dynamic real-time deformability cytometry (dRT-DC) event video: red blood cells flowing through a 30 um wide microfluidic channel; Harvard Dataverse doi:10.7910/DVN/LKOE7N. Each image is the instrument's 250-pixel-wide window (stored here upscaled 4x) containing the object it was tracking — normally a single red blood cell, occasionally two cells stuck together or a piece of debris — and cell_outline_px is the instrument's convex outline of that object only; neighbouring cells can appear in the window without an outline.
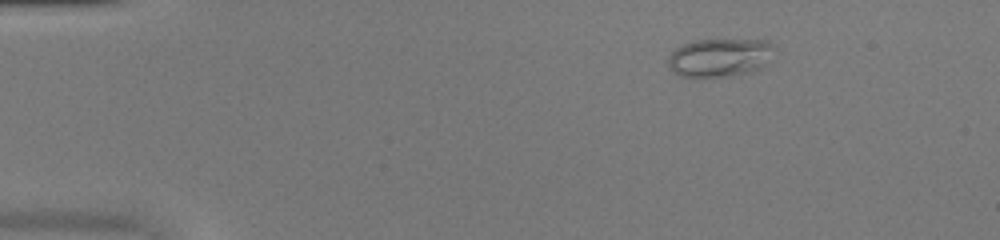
{"species": "common noctule bat (a hibernating species)", "species_latin": "Nyctalus noctula", "temperature_condition": "warm", "stored_images_in_passage": 47, "camera_frame_rate_fps": 3000, "um_per_image_px": 0.085, "animal": {"sex": "female", "body_mass_g": 20.0, "forearm_length_mm": 54.0}, "frame": {"image": 1, "passage_image": 3, "time_ms": 0.667, "image_size_px": [1000, 240], "cell_outline_px": [[776, 48], [764, 64], [760, 68], [752, 72], [732, 76], [680, 76], [672, 72], [668, 64], [668, 56], [676, 48], [684, 44], [696, 40], [768, 40]], "centroid_in_image_um": [61.18, 4.89], "position_along_channel_um": 23.8, "area_um2": 23.64}}
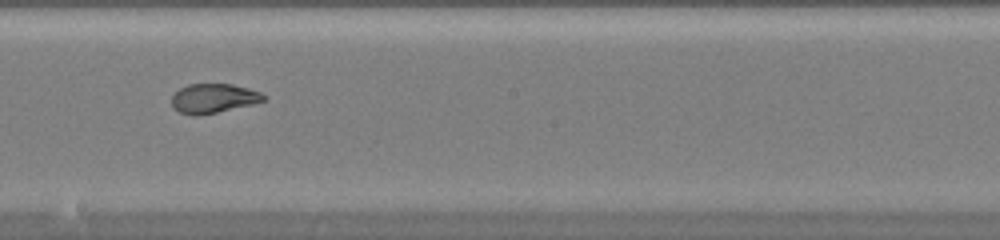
{"frame": {"image": 2, "passage_image": 25, "time_ms": 8.0, "image_size_px": [1000, 240], "cell_outline_px": [[268, 100], [252, 104], [216, 112], [196, 116], [192, 116], [180, 112], [172, 108], [172, 96], [180, 88], [188, 84], [232, 84], [248, 88], [260, 92]], "centroid_in_image_um": [18.13, 8.36], "position_along_channel_um": 230.1, "area_um2": 15.66}}
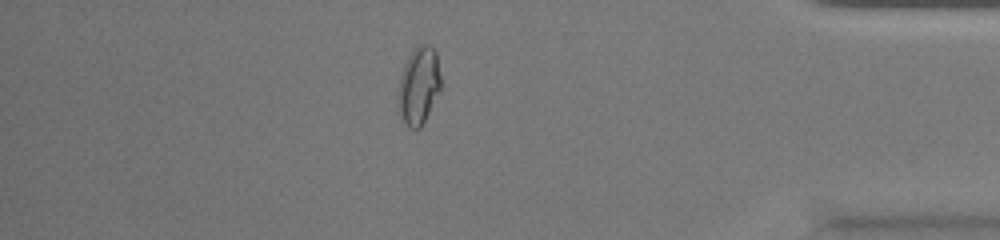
{"frame": {"image": 3, "passage_image": 40, "time_ms": 13.0, "image_size_px": [1000, 240], "cell_outline_px": [[440, 92], [420, 128], [408, 128], [404, 124], [400, 116], [396, 92], [400, 76], [404, 64], [408, 56], [420, 44], [428, 44], [436, 52], [440, 76]], "centroid_in_image_um": [35.56, 7.31], "position_along_channel_um": 399.6, "area_um2": 19.42}}